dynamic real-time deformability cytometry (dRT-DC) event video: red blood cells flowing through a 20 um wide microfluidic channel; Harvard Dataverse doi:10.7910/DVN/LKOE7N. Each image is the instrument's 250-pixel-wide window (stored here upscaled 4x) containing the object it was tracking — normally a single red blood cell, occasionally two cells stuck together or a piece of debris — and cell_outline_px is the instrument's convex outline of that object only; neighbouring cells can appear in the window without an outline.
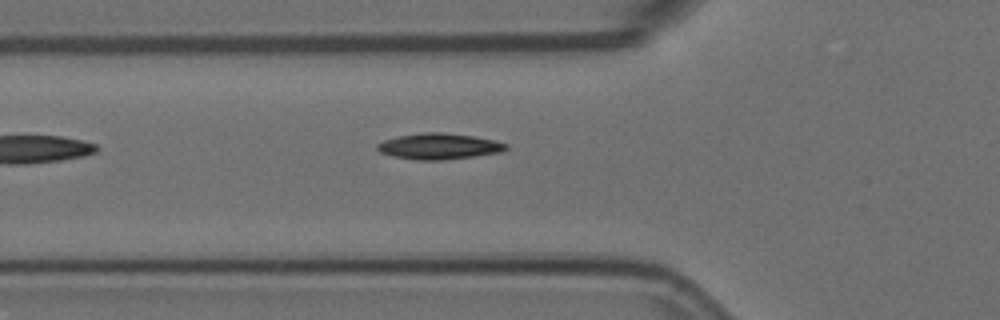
{"species": "Egyptian fruit bat (a non-hibernating species)", "species_latin": "Rousettus aegyptiacus", "temperature_condition": "room temperature", "stored_images_in_passage": 21, "camera_frame_rate_fps": 3000, "um_per_image_px": 0.085, "animal": {"sex": "female"}, "frame": {"image": 1, "passage_image": 4, "time_ms": 1.0, "image_size_px": [1000, 320], "cell_outline_px": [[508, 148], [500, 152], [444, 160], [416, 160], [392, 156], [380, 152], [376, 148], [376, 144], [384, 140], [396, 136], [424, 132], [440, 132], [472, 136], [492, 140], [508, 144]], "centroid_in_image_um": [37.26, 12.43], "position_along_channel_um": 88.5, "area_um2": 19.36}}
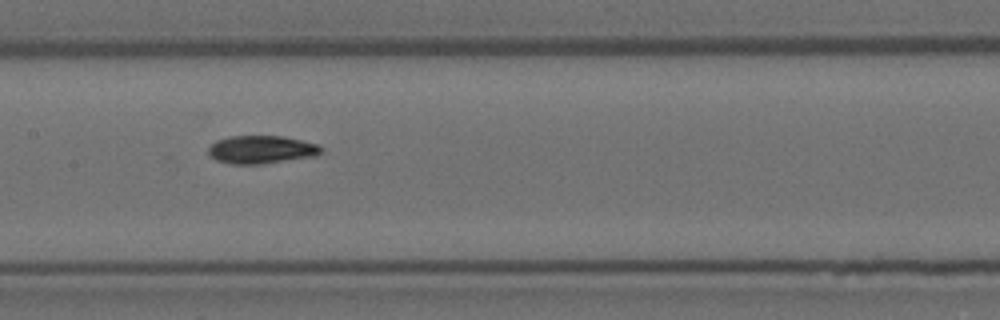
{"frame": {"image": 2, "passage_image": 12, "time_ms": 3.667, "image_size_px": [1000, 320], "cell_outline_px": [[324, 152], [316, 156], [260, 164], [232, 164], [216, 160], [208, 152], [208, 148], [216, 140], [228, 136], [280, 136], [300, 140], [316, 144], [324, 148]], "centroid_in_image_um": [22.23, 12.71], "position_along_channel_um": 185.2, "area_um2": 18.38}}
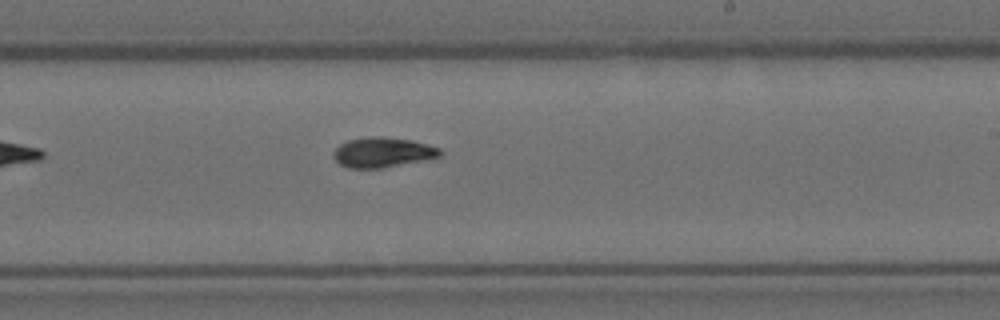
{"frame": {"image": 3, "passage_image": 18, "time_ms": 5.667, "image_size_px": [1000, 320], "cell_outline_px": [[440, 156], [380, 168], [348, 168], [340, 164], [332, 156], [332, 152], [340, 144], [348, 140], [368, 136], [372, 136], [408, 140], [440, 148]], "centroid_in_image_um": [32.43, 12.95], "position_along_channel_um": 256.6, "area_um2": 18.09}}